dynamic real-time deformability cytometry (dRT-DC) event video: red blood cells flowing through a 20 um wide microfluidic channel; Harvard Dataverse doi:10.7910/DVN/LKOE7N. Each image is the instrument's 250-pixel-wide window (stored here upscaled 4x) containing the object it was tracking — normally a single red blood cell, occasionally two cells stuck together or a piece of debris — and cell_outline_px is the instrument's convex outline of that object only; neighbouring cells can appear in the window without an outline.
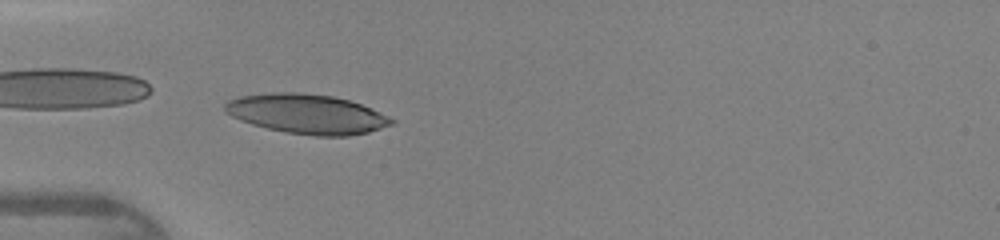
{"species": "human", "species_latin": "Homo sapiens", "temperature_condition": "warm", "stored_images_in_passage": 32, "camera_frame_rate_fps": 3000, "um_per_image_px": 0.085, "donor": {"sex": "female"}, "frame": {"image": 1, "passage_image": 1, "time_ms": 0.0, "image_size_px": [1000, 240], "cell_outline_px": [[396, 120], [392, 124], [368, 132], [348, 136], [316, 136], [288, 132], [268, 128], [252, 124], [240, 120], [224, 112], [224, 104], [228, 100], [240, 96], [268, 92], [300, 92], [332, 96], [348, 100], [360, 104], [380, 112]], "centroid_in_image_um": [26.06, 9.68], "position_along_channel_um": 58.9, "area_um2": 38.32}}
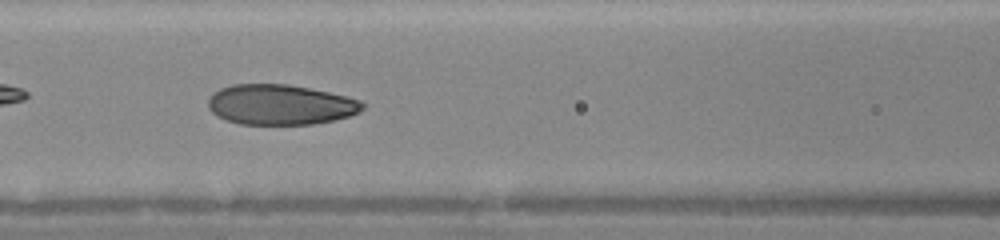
{"frame": {"image": 2, "passage_image": 7, "time_ms": 2.0, "image_size_px": [1000, 240], "cell_outline_px": [[364, 108], [360, 112], [348, 116], [332, 120], [312, 124], [240, 124], [228, 120], [212, 112], [208, 108], [208, 100], [212, 92], [220, 88], [232, 84], [288, 84], [328, 92], [360, 100], [364, 104]], "centroid_in_image_um": [23.8, 8.89], "position_along_channel_um": 142.8, "area_um2": 36.01}}
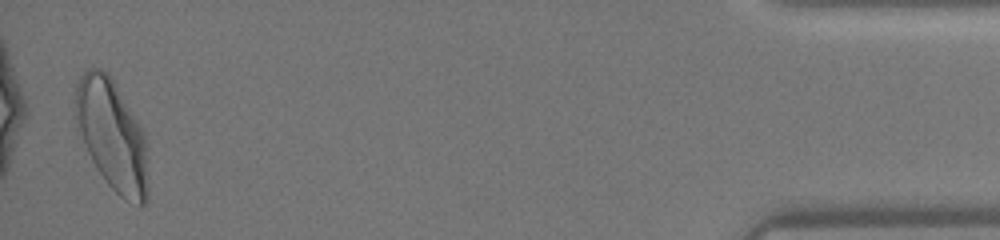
{"frame": {"image": 3, "passage_image": 31, "time_ms": 10.0, "image_size_px": [1000, 240], "cell_outline_px": [[148, 200], [140, 208], [124, 200], [104, 180], [96, 168], [88, 152], [76, 116], [76, 84], [80, 76], [88, 68], [100, 68], [108, 72], [112, 76], [144, 132], [148, 184]], "centroid_in_image_um": [9.56, 11.51], "position_along_channel_um": 425.6, "area_um2": 46.59}}